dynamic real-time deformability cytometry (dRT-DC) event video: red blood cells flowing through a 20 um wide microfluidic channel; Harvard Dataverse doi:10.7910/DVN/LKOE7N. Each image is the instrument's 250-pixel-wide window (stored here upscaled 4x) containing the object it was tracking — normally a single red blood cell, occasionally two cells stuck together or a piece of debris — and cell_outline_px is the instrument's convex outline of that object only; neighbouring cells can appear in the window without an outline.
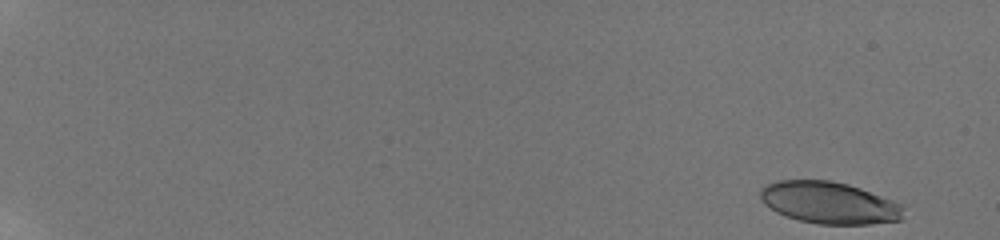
{"species": "human", "species_latin": "Homo sapiens", "temperature_condition": "room temperature", "stored_images_in_passage": 39, "camera_frame_rate_fps": 3000, "um_per_image_px": 0.085, "donor": {"sex": "male"}, "frame": {"image": 1, "passage_image": 1, "time_ms": 0.0, "image_size_px": [1000, 240], "cell_outline_px": [[904, 208], [900, 220], [872, 224], [820, 224], [800, 220], [776, 212], [764, 204], [760, 200], [760, 188], [776, 180], [832, 180], [848, 184], [860, 188], [904, 204]], "centroid_in_image_um": [70.48, 17.22], "position_along_channel_um": 14.5, "area_um2": 35.08}}
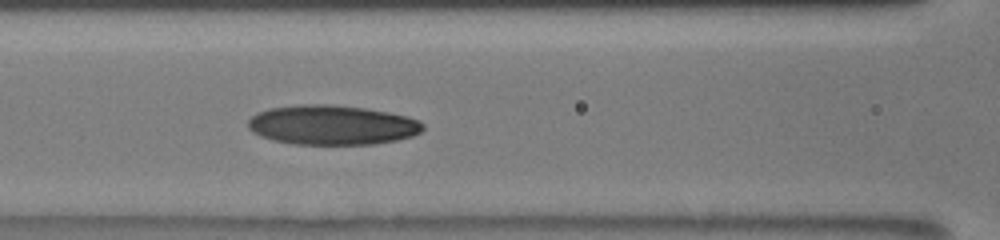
{"frame": {"image": 2, "passage_image": 23, "time_ms": 8.667, "image_size_px": [1000, 240], "cell_outline_px": [[424, 128], [420, 132], [412, 136], [396, 140], [372, 144], [296, 144], [272, 140], [260, 136], [252, 132], [248, 128], [248, 120], [256, 112], [268, 108], [300, 104], [332, 104], [364, 108], [388, 112], [408, 116], [420, 120], [424, 124]], "centroid_in_image_um": [28.21, 10.61], "position_along_channel_um": 138.4, "area_um2": 40.63}}
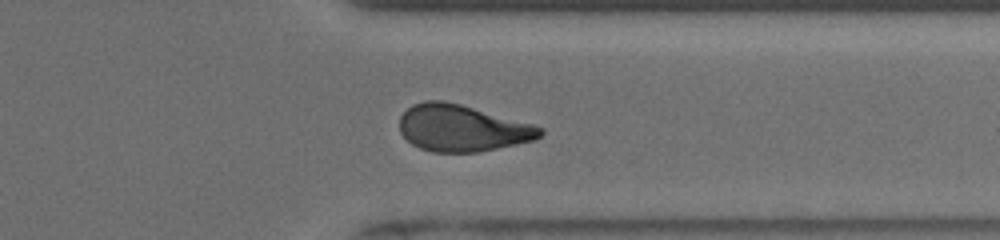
{"frame": {"image": 3, "passage_image": 34, "time_ms": 14.667, "image_size_px": [1000, 240], "cell_outline_px": [[544, 132], [536, 140], [480, 152], [432, 152], [420, 148], [412, 144], [400, 132], [400, 116], [412, 104], [424, 100], [444, 100], [460, 104], [532, 124], [544, 128]], "centroid_in_image_um": [39.28, 10.89], "position_along_channel_um": 372.1, "area_um2": 38.21}, "authors_computed_cell_mechanics": {"area_um2": 38.3792, "velocity_mm_per_s": 3.9041, "shape_relaxation_time_tau1_ms": null, "shape_relaxation_time_tau2_ms": 3.92, "deformation_change_tau1": null, "deformation_change_tau2": 0.1127}}